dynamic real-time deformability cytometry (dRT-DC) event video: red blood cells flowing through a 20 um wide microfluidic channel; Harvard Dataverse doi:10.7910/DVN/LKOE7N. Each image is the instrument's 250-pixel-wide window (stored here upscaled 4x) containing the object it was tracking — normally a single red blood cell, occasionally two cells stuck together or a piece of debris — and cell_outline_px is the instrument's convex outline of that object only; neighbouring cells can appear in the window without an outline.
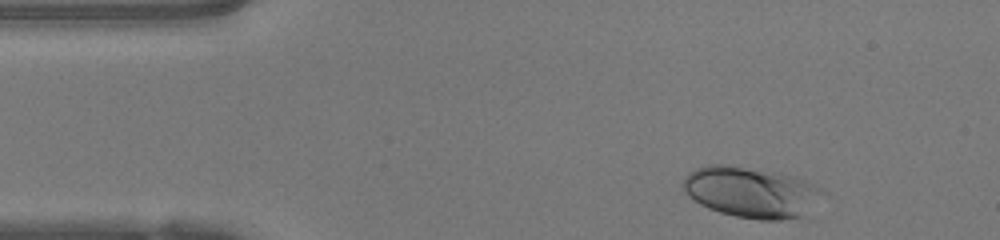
{"species": "human", "species_latin": "Homo sapiens", "temperature_condition": "warm", "stored_images_in_passage": 35, "camera_frame_rate_fps": 3000, "um_per_image_px": 0.085, "donor": {"sex": "female"}, "frame": {"image": 1, "passage_image": 2, "time_ms": 0.333, "image_size_px": [1000, 240], "cell_outline_px": [[804, 184], [800, 216], [780, 220], [760, 220], [736, 216], [720, 212], [708, 208], [700, 204], [688, 196], [684, 188], [684, 176], [688, 172], [696, 168], [708, 164], [724, 164], [792, 176], [804, 180]], "centroid_in_image_um": [63.37, 16.31], "position_along_channel_um": 21.6, "area_um2": 37.45}}
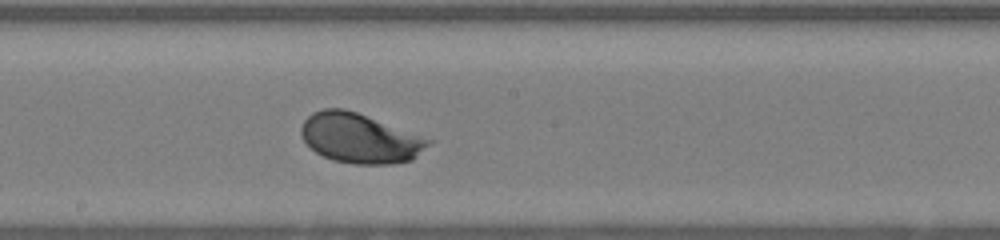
{"frame": {"image": 2, "passage_image": 21, "time_ms": 6.667, "image_size_px": [1000, 240], "cell_outline_px": [[432, 140], [412, 160], [392, 164], [352, 164], [332, 160], [316, 152], [304, 140], [300, 132], [300, 128], [304, 120], [312, 112], [324, 108], [344, 108], [356, 112]], "centroid_in_image_um": [30.53, 11.75], "position_along_channel_um": 217.7, "area_um2": 36.36}}
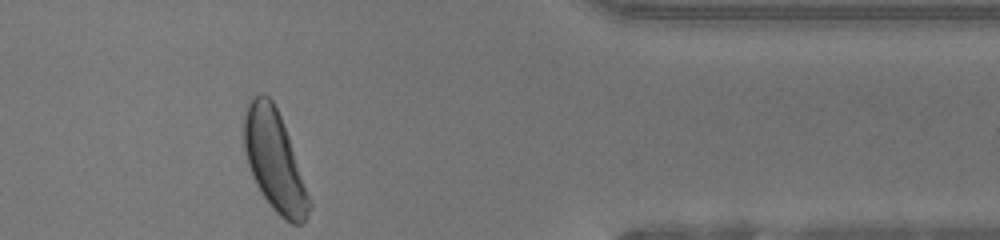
{"frame": {"image": 3, "passage_image": 35, "time_ms": 11.333, "image_size_px": [1000, 240], "cell_outline_px": [[312, 204], [304, 220], [300, 224], [292, 224], [284, 220], [272, 208], [256, 184], [252, 176], [248, 164], [244, 148], [244, 112], [248, 104], [260, 92], [264, 92], [272, 100], [280, 116], [288, 136]], "centroid_in_image_um": [23.32, 13.67], "position_along_channel_um": 388.1, "area_um2": 37.45}, "authors_computed_cell_mechanics": {"area_um2": 35.9516, "velocity_mm_per_s": 4.2086, "shape_relaxation_time_tau1_ms": 1.779, "shape_relaxation_time_tau2_ms": null, "deformation_change_tau1": 0.1446, "deformation_change_tau2": null}}